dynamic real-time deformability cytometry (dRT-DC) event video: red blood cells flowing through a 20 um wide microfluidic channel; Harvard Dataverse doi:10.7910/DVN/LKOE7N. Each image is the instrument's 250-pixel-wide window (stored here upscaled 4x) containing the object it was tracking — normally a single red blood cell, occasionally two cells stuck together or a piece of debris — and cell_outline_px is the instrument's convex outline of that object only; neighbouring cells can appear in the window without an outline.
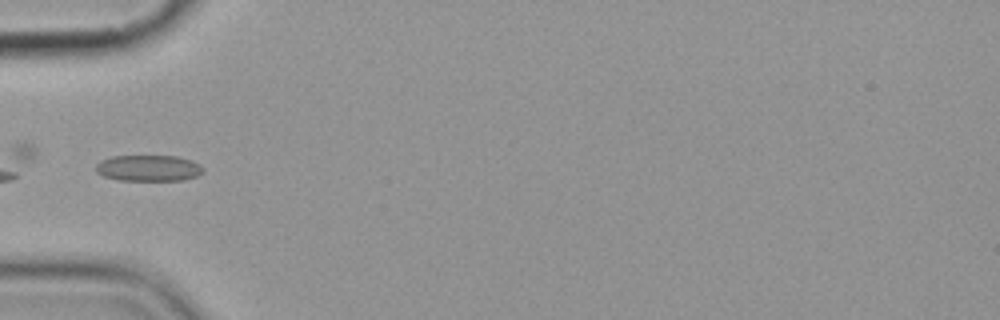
{"species": "common noctule bat (a hibernating species)", "species_latin": "Nyctalus noctula", "temperature_condition": "cold", "stored_images_in_passage": 5, "camera_frame_rate_fps": 3000, "um_per_image_px": 0.085, "animal": {"sex": "female", "body_mass_g": 19.9}, "frame": {"image": 1, "passage_image": 5, "time_ms": 5.333, "image_size_px": [1000, 320], "cell_outline_px": [[204, 172], [196, 176], [184, 180], [120, 180], [104, 176], [96, 172], [96, 164], [100, 160], [112, 156], [176, 156], [192, 160], [200, 164], [204, 168]], "centroid_in_image_um": [12.64, 14.28], "position_along_channel_um": 72.4, "area_um2": 16.42}}